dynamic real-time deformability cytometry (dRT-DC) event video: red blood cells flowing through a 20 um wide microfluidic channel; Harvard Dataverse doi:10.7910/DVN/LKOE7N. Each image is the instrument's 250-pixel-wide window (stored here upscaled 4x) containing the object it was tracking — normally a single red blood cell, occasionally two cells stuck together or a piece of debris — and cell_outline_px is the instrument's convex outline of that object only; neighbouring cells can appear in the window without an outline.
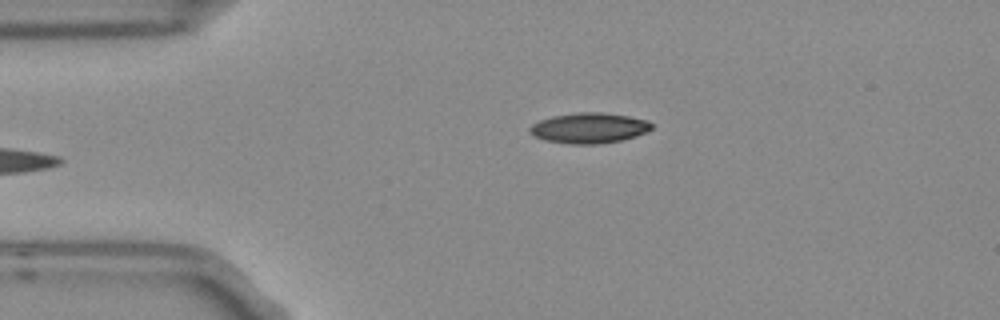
{"species": "Egyptian fruit bat (a non-hibernating species)", "species_latin": "Rousettus aegyptiacus", "temperature_condition": "room temperature", "stored_images_in_passage": 4, "camera_frame_rate_fps": 3000, "um_per_image_px": 0.085, "frame": {"image": 1, "passage_image": 4, "time_ms": 1.0, "image_size_px": [1000, 320], "cell_outline_px": [[652, 128], [636, 136], [620, 140], [592, 144], [572, 144], [544, 140], [536, 136], [528, 128], [532, 124], [540, 120], [552, 116], [580, 112], [600, 112], [628, 116], [648, 120], [652, 124]], "centroid_in_image_um": [50.07, 10.87], "position_along_channel_um": 34.9, "area_um2": 21.27}}